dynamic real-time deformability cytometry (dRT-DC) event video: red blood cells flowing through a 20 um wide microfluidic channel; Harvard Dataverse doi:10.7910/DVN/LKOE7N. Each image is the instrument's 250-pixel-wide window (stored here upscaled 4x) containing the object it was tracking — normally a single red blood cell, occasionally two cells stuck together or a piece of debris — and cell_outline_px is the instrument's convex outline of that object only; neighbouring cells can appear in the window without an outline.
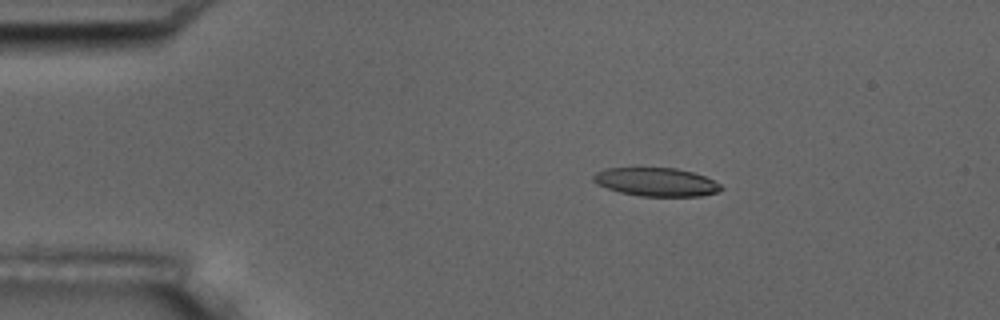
{"species": "common noctule bat (a hibernating species)", "species_latin": "Nyctalus noctula", "temperature_condition": "room temperature", "stored_images_in_passage": 9, "camera_frame_rate_fps": 3000, "um_per_image_px": 0.085, "animal": {"sex": "male", "body_mass_g": 17.5, "forearm_length_mm": 52.3}, "frame": {"image": 1, "passage_image": 3, "time_ms": 2.333, "image_size_px": [1000, 320], "cell_outline_px": [[724, 188], [716, 192], [700, 196], [640, 196], [620, 192], [596, 184], [592, 180], [592, 176], [596, 172], [604, 168], [676, 168], [692, 172], [704, 176], [720, 184]], "centroid_in_image_um": [55.74, 15.46], "position_along_channel_um": 29.3, "area_um2": 21.1}}
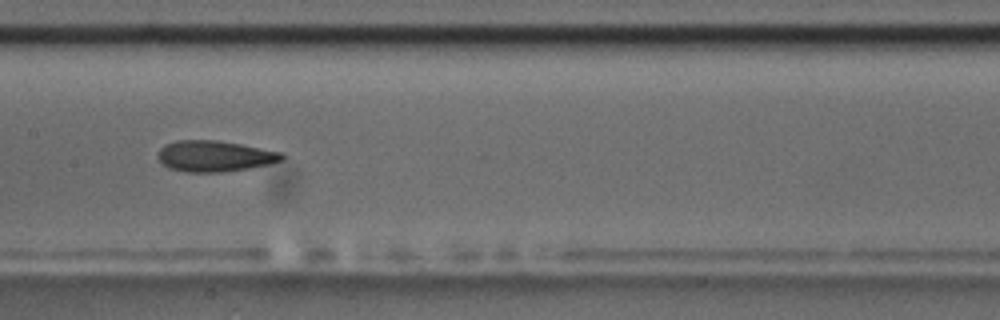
{"frame": {"image": 2, "passage_image": 8, "time_ms": 8.333, "image_size_px": [1000, 320], "cell_outline_px": [[284, 160], [268, 164], [248, 168], [220, 172], [188, 172], [168, 168], [156, 156], [160, 148], [164, 144], [176, 140], [216, 140], [240, 144], [280, 152], [284, 156]], "centroid_in_image_um": [18.2, 13.26], "position_along_channel_um": 189.2, "area_um2": 22.25}}
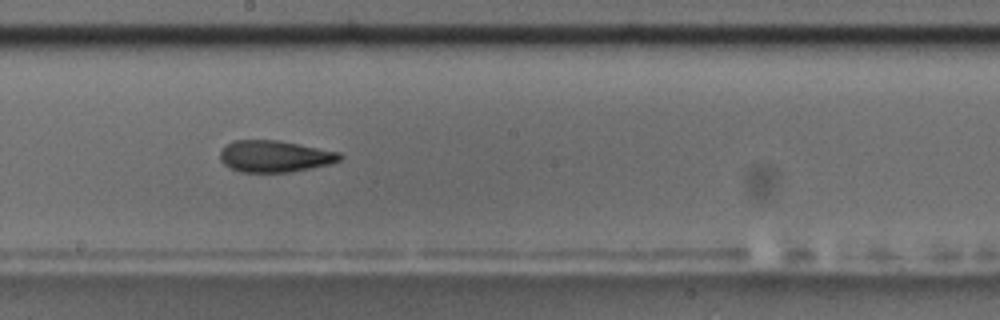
{"frame": {"image": 3, "passage_image": 9, "time_ms": 9.333, "image_size_px": [1000, 320], "cell_outline_px": [[344, 156], [340, 160], [328, 164], [292, 172], [240, 172], [224, 164], [220, 160], [220, 152], [232, 140], [276, 140], [340, 152]], "centroid_in_image_um": [23.35, 13.29], "position_along_channel_um": 224.8, "area_um2": 21.91}}